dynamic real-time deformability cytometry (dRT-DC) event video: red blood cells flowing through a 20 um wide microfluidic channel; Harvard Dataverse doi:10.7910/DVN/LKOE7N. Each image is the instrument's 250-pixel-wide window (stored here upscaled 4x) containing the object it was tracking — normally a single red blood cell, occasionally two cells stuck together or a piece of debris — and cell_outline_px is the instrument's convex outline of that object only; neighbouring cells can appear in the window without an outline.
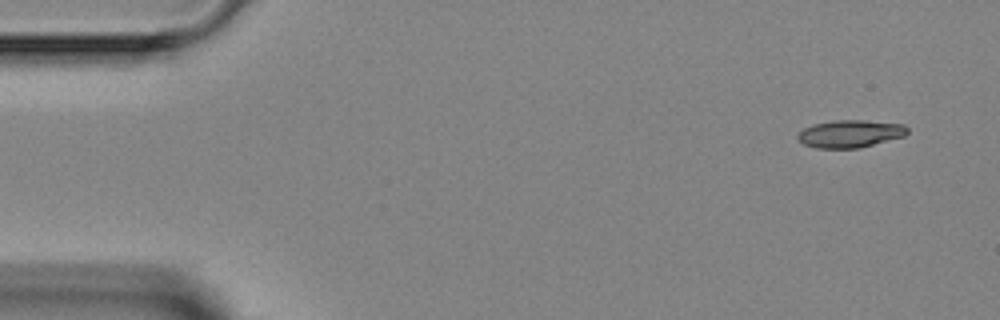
{"species": "Egyptian fruit bat (a non-hibernating species)", "species_latin": "Rousettus aegyptiacus", "temperature_condition": "room temperature", "stored_images_in_passage": 4, "camera_frame_rate_fps": 3000, "um_per_image_px": 0.085, "animal": {"sex": "female"}, "frame": {"image": 1, "passage_image": 1, "time_ms": 0.0, "image_size_px": [1000, 320], "cell_outline_px": [[908, 132], [904, 136], [860, 148], [816, 148], [804, 144], [796, 136], [804, 128], [812, 124], [832, 120], [864, 120], [904, 124], [908, 128]], "centroid_in_image_um": [72.27, 11.36], "position_along_channel_um": 12.7, "area_um2": 17.63}}
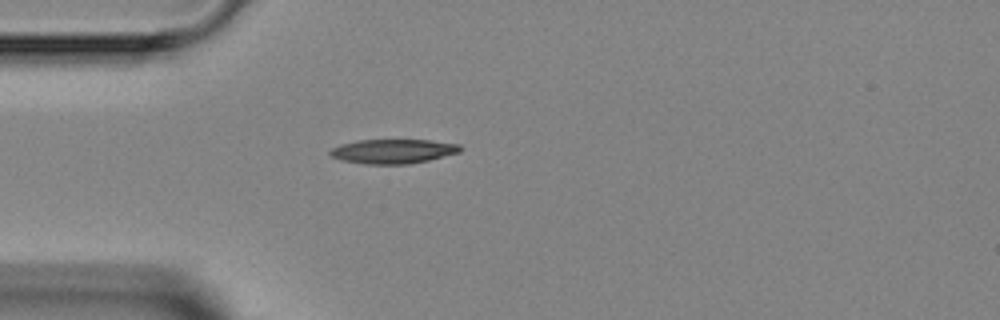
{"frame": {"image": 2, "passage_image": 4, "time_ms": 3.333, "image_size_px": [1000, 320], "cell_outline_px": [[464, 148], [460, 152], [428, 160], [408, 164], [368, 164], [340, 160], [332, 156], [328, 152], [332, 148], [340, 144], [360, 140], [432, 140], [460, 144]], "centroid_in_image_um": [33.44, 12.85], "position_along_channel_um": 51.6, "area_um2": 18.5}}